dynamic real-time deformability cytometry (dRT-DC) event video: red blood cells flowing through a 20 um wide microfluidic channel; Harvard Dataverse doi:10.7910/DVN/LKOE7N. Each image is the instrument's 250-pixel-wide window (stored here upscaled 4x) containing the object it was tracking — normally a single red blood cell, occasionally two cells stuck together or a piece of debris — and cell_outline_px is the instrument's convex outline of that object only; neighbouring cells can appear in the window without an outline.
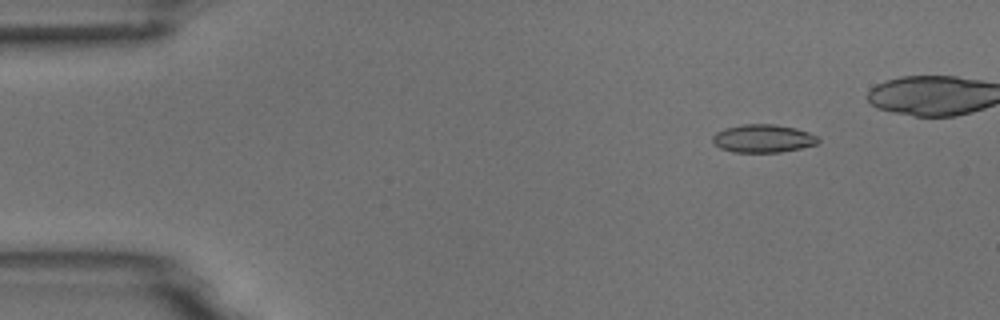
{"species": "common noctule bat (a hibernating species)", "species_latin": "Nyctalus noctula", "temperature_condition": "room temperature", "stored_images_in_passage": 7, "camera_frame_rate_fps": 3000, "um_per_image_px": 0.085, "animal": {"sex": "male", "body_mass_g": 18.8}, "frame": {"image": 1, "passage_image": 2, "time_ms": 1.0, "image_size_px": [1000, 320], "cell_outline_px": [[820, 140], [816, 144], [800, 148], [780, 152], [736, 152], [720, 148], [712, 140], [712, 136], [716, 132], [724, 128], [744, 124], [776, 124], [796, 128], [808, 132], [816, 136]], "centroid_in_image_um": [64.85, 11.76], "position_along_channel_um": 20.1, "area_um2": 17.17}}